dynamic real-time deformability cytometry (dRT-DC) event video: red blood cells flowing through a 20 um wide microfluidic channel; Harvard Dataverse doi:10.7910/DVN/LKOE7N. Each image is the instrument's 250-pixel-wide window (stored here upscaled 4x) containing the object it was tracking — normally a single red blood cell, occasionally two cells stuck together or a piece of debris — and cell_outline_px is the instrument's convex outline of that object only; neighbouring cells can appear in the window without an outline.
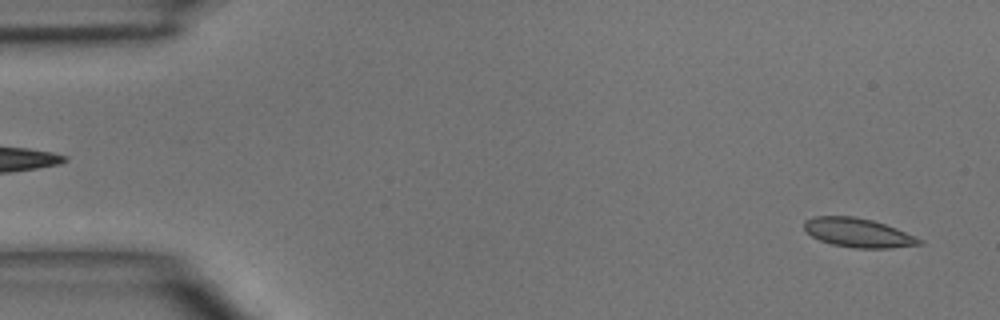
{"species": "common noctule bat (a hibernating species)", "species_latin": "Nyctalus noctula", "temperature_condition": "room temperature", "stored_images_in_passage": 4, "camera_frame_rate_fps": 3000, "um_per_image_px": 0.085, "animal": {"sex": "male", "body_mass_g": 15.6}, "frame": {"image": 1, "passage_image": 4, "time_ms": 3.667, "image_size_px": [1000, 320], "cell_outline_px": [[924, 244], [892, 248], [856, 248], [832, 244], [820, 240], [812, 236], [804, 228], [804, 220], [816, 216], [852, 216], [872, 220], [896, 228], [924, 240]], "centroid_in_image_um": [72.96, 19.79], "position_along_channel_um": 12.0, "area_um2": 19.42}}